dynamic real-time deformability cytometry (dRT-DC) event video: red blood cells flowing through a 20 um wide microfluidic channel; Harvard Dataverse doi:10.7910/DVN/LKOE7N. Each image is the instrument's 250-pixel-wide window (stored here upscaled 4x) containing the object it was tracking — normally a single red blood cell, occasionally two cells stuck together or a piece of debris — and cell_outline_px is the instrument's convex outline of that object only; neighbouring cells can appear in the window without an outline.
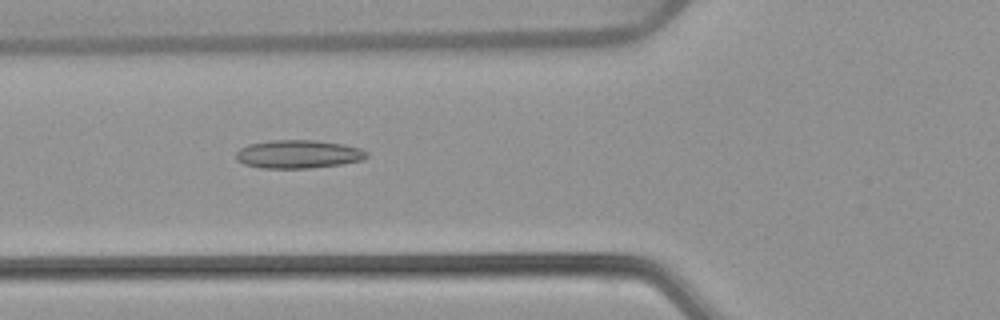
{"species": "common noctule bat (a hibernating species)", "species_latin": "Nyctalus noctula", "temperature_condition": "warm", "stored_images_in_passage": 51, "camera_frame_rate_fps": 3000, "um_per_image_px": 0.085, "animal": {"sex": "female", "body_mass_g": 22.7, "forearm_length_mm": 54.2}, "frame": {"image": 1, "passage_image": 20, "time_ms": 6.333, "image_size_px": [1000, 320], "cell_outline_px": [[368, 156], [364, 160], [340, 164], [308, 168], [260, 168], [244, 164], [236, 160], [236, 152], [240, 148], [248, 144], [272, 140], [316, 140], [344, 144], [360, 148], [368, 152]], "centroid_in_image_um": [25.35, 13.1], "position_along_channel_um": 100.4, "area_um2": 21.68}}
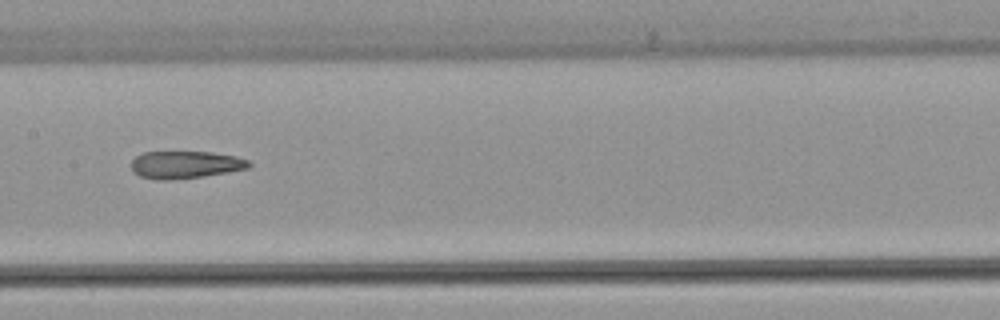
{"frame": {"image": 2, "passage_image": 27, "time_ms": 8.667, "image_size_px": [1000, 320], "cell_outline_px": [[252, 164], [248, 168], [228, 172], [204, 176], [168, 180], [160, 180], [140, 176], [132, 172], [132, 160], [136, 156], [144, 152], [212, 152], [236, 156], [248, 160]], "centroid_in_image_um": [15.76, 14.0], "position_along_channel_um": 191.6, "area_um2": 18.79}}
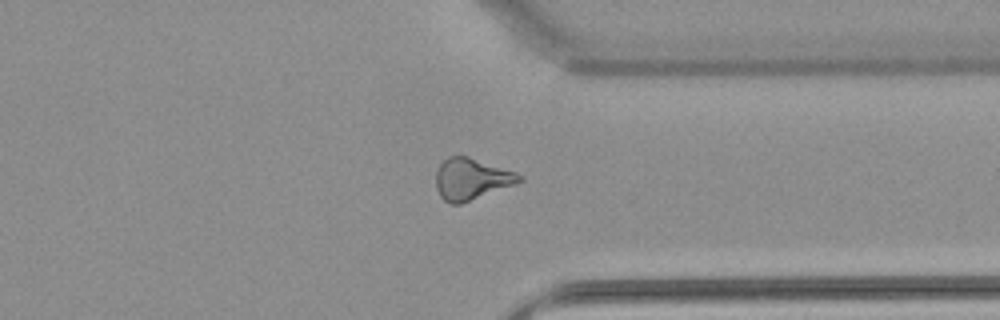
{"frame": {"image": 3, "passage_image": 41, "time_ms": 13.333, "image_size_px": [1000, 320], "cell_outline_px": [[524, 180], [516, 184], [460, 204], [452, 204], [444, 200], [440, 196], [436, 188], [436, 172], [440, 164], [448, 156], [468, 156], [516, 172], [524, 176]], "centroid_in_image_um": [40.08, 15.21], "position_along_channel_um": 371.3, "area_um2": 20.17}, "authors_computed_cell_mechanics": {"area_um2": 20.519, "velocity_mm_per_s": 3.8978, "shape_relaxation_time_tau1_ms": null, "shape_relaxation_time_tau2_ms": 4.701, "deformation_change_tau1": null, "deformation_change_tau2": 0.1543}}